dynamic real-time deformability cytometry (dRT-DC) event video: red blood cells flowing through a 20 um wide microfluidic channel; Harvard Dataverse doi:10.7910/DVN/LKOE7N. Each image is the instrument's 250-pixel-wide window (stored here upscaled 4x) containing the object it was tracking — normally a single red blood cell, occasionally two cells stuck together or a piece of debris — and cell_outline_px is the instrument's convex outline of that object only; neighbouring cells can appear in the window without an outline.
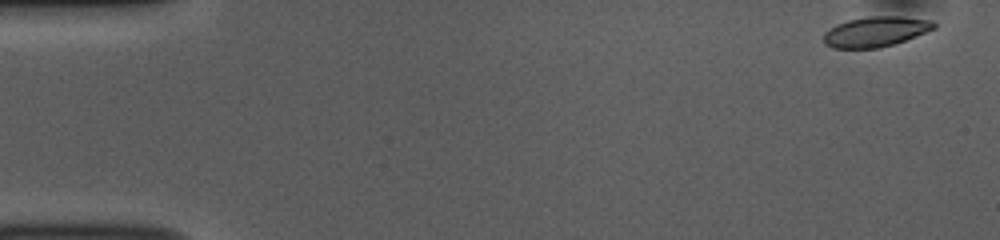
{"species": "common noctule bat (a hibernating species)", "species_latin": "Nyctalus noctula", "temperature_condition": "room temperature", "stored_images_in_passage": 51, "camera_frame_rate_fps": 3000, "um_per_image_px": 0.085, "animal": {"sex": "female", "body_mass_g": 10.0, "forearm_length_mm": 53.1}, "frame": {"image": 1, "passage_image": 1, "time_ms": 0.0, "image_size_px": [1000, 240], "cell_outline_px": [[936, 28], [896, 44], [880, 48], [832, 48], [824, 44], [824, 32], [836, 24], [848, 20], [868, 16], [900, 16], [932, 20], [936, 24]], "centroid_in_image_um": [74.43, 2.69], "position_along_channel_um": 10.6, "area_um2": 19.59}}
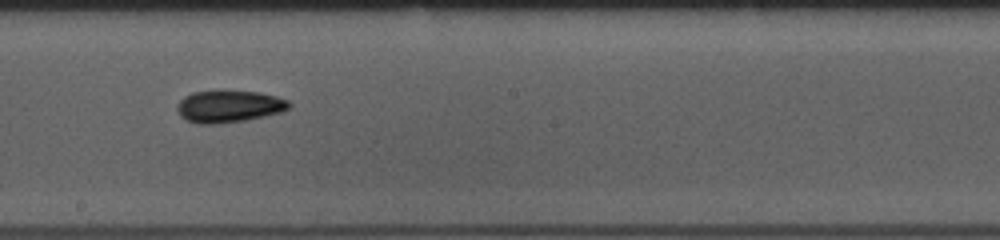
{"frame": {"image": 2, "passage_image": 28, "time_ms": 9.0, "image_size_px": [1000, 240], "cell_outline_px": [[292, 104], [288, 108], [280, 112], [264, 116], [244, 120], [216, 124], [196, 124], [180, 116], [176, 108], [180, 100], [184, 96], [192, 92], [260, 92], [276, 96], [288, 100]], "centroid_in_image_um": [19.45, 9.06], "position_along_channel_um": 228.8, "area_um2": 20.58}}
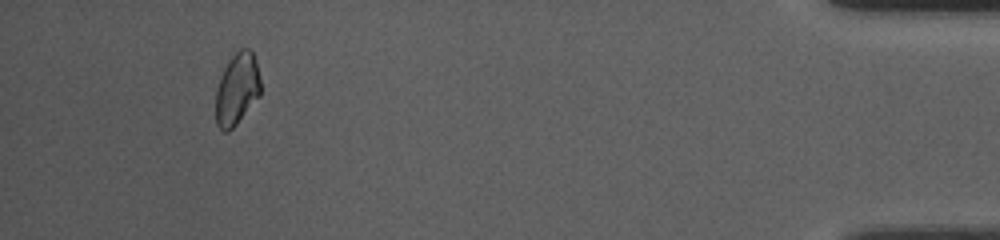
{"frame": {"image": 3, "passage_image": 48, "time_ms": 15.667, "image_size_px": [1000, 240], "cell_outline_px": [[260, 96], [236, 124], [228, 132], [224, 132], [216, 124], [216, 88], [220, 76], [228, 60], [240, 48], [248, 48], [252, 52], [256, 64], [260, 80]], "centroid_in_image_um": [20.13, 7.57], "position_along_channel_um": 415.1, "area_um2": 18.73}, "authors_computed_cell_mechanics": {"area_um2": 19.5942, "velocity_mm_per_s": 3.7839, "shape_relaxation_time_tau1_ms": 3.1233, "shape_relaxation_time_tau2_ms": null, "deformation_change_tau1": 0.0828, "deformation_change_tau2": null}}